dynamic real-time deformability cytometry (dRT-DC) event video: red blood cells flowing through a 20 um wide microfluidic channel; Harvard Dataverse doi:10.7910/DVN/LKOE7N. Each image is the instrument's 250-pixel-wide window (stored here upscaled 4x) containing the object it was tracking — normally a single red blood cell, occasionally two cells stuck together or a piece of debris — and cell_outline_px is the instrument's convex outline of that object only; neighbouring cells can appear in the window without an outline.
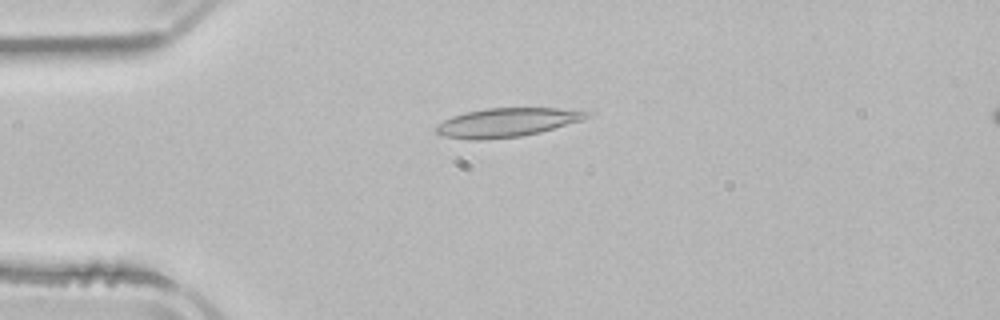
{"species": "common noctule bat (a hibernating species)", "species_latin": "Nyctalus noctula", "temperature_condition": "room temperature", "stored_images_in_passage": 4, "camera_frame_rate_fps": 3000, "um_per_image_px": 0.085, "animal": {"sex": "male", "body_mass_g": 21.5, "forearm_length_mm": 52.0}, "frame": {"image": 1, "passage_image": 3, "time_ms": 2.667, "image_size_px": [1000, 320], "cell_outline_px": [[592, 116], [580, 120], [540, 132], [520, 136], [484, 140], [468, 140], [444, 136], [436, 132], [432, 128], [436, 124], [452, 116], [464, 112], [488, 108], [556, 108], [592, 112]], "centroid_in_image_um": [43.02, 10.41], "position_along_channel_um": 42.0, "area_um2": 25.37}}